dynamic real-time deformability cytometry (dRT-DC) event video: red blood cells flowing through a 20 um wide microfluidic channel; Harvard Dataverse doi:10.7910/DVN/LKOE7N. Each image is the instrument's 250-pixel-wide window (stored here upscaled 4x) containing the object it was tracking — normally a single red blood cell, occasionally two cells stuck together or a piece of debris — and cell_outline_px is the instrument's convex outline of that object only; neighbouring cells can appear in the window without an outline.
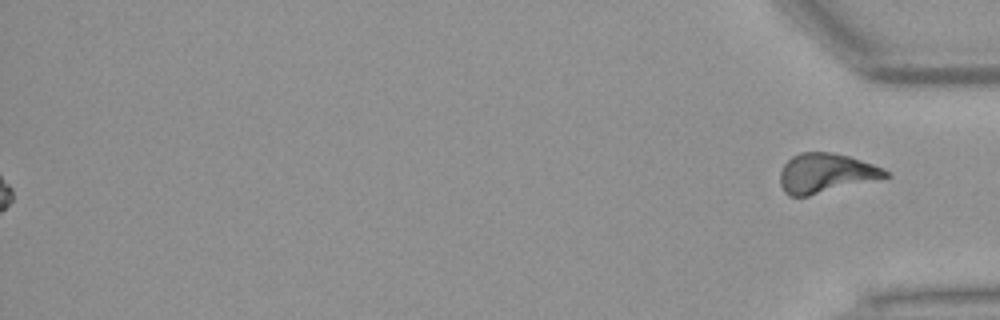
{"species": "Egyptian fruit bat (a non-hibernating species)", "species_latin": "Rousettus aegyptiacus", "temperature_condition": "warm", "stored_images_in_passage": 50, "segment_of_instrument_passage": [2, 2], "camera_frame_rate_fps": 3000, "um_per_image_px": 0.085, "animal": {"sex": "female"}, "frame": {"image": 1, "passage_image": 50, "time_ms": 16.333, "image_size_px": [1000, 320], "cell_outline_px": [[892, 176], [808, 196], [788, 196], [784, 192], [780, 184], [780, 172], [784, 164], [792, 156], [800, 152], [832, 152], [848, 156], [884, 168]], "centroid_in_image_um": [70.18, 14.72], "position_along_channel_um": 365.0, "area_um2": 24.22}}